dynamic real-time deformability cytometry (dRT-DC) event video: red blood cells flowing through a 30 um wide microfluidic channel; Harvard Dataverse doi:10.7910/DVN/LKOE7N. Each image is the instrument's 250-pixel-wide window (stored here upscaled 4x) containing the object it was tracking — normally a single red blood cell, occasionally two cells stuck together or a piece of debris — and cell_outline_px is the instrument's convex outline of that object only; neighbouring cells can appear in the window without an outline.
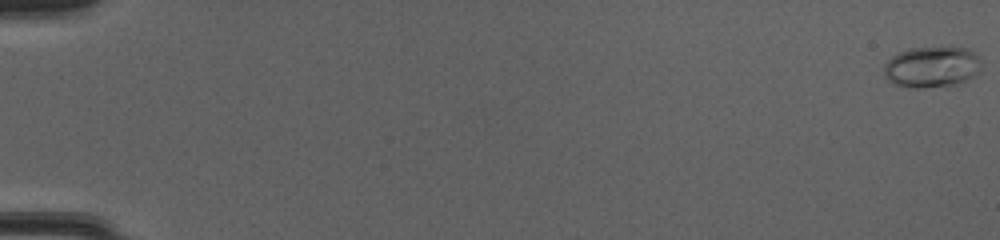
{"species": "common noctule bat (a hibernating species)", "species_latin": "Nyctalus noctula", "temperature_condition": "cold", "stored_images_in_passage": 52, "camera_frame_rate_fps": 3000, "um_per_image_px": 0.085, "animal": {"sex": "female", "body_mass_g": 20.0, "forearm_length_mm": 54.0}, "frame": {"image": 1, "passage_image": 1, "time_ms": 0.0, "image_size_px": [1000, 240], "cell_outline_px": [[980, 72], [956, 84], [924, 88], [908, 88], [896, 84], [888, 80], [884, 76], [884, 64], [892, 56], [908, 48], [948, 44], [968, 48], [976, 52], [980, 56]], "centroid_in_image_um": [79.23, 5.63], "position_along_channel_um": 5.8, "area_um2": 24.16}}
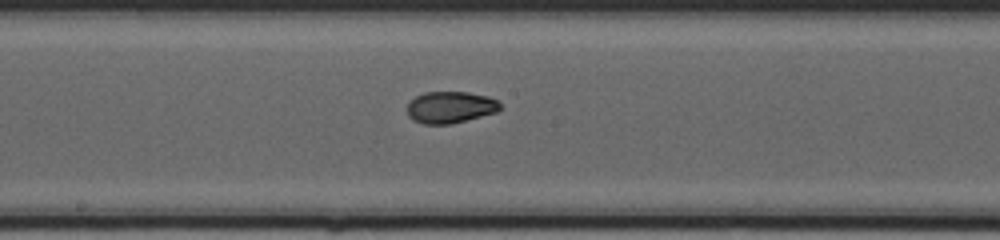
{"frame": {"image": 2, "passage_image": 30, "time_ms": 9.667, "image_size_px": [1000, 240], "cell_outline_px": [[504, 108], [496, 112], [452, 124], [424, 124], [412, 120], [408, 116], [408, 104], [416, 96], [424, 92], [468, 92], [488, 96], [500, 100]], "centroid_in_image_um": [38.33, 9.11], "position_along_channel_um": 209.9, "area_um2": 17.4}}
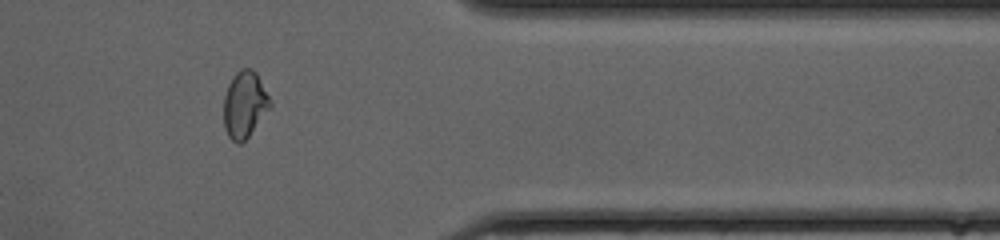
{"frame": {"image": 3, "passage_image": 44, "time_ms": 14.333, "image_size_px": [1000, 240], "cell_outline_px": [[272, 104], [248, 136], [240, 144], [236, 144], [228, 136], [224, 128], [224, 96], [228, 84], [236, 72], [240, 68], [252, 68], [256, 72]], "centroid_in_image_um": [20.76, 8.87], "position_along_channel_um": 390.6, "area_um2": 17.74}, "authors_computed_cell_mechanics": {"area_um2": 17.918, "velocity_mm_per_s": 4.1524, "shape_relaxation_time_tau1_ms": 2.4125, "shape_relaxation_time_tau2_ms": 1.3006, "deformation_change_tau1": 0.1353, "deformation_change_tau2": 0.0524}}